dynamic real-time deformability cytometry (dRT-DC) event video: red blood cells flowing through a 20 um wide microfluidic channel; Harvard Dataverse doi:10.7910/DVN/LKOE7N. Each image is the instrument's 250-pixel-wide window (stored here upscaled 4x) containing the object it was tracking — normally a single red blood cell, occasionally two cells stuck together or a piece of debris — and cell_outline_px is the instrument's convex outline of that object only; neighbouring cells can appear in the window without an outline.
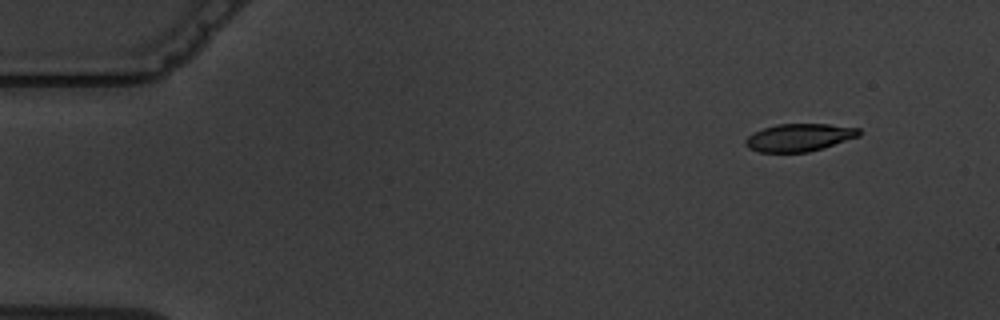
{"species": "common noctule bat (a hibernating species)", "species_latin": "Nyctalus noctula", "temperature_condition": "warm", "stored_images_in_passage": 5, "camera_frame_rate_fps": 3000, "um_per_image_px": 0.085, "animal": {"sex": "male", "body_mass_g": 19.5, "forearm_length_mm": 54.6}, "frame": {"image": 1, "passage_image": 2, "time_ms": 1.0, "image_size_px": [1000, 320], "cell_outline_px": [[860, 136], [824, 148], [808, 152], [760, 152], [748, 148], [744, 144], [744, 140], [752, 132], [776, 124], [828, 124], [860, 128]], "centroid_in_image_um": [67.92, 11.69], "position_along_channel_um": 17.1, "area_um2": 18.44}}
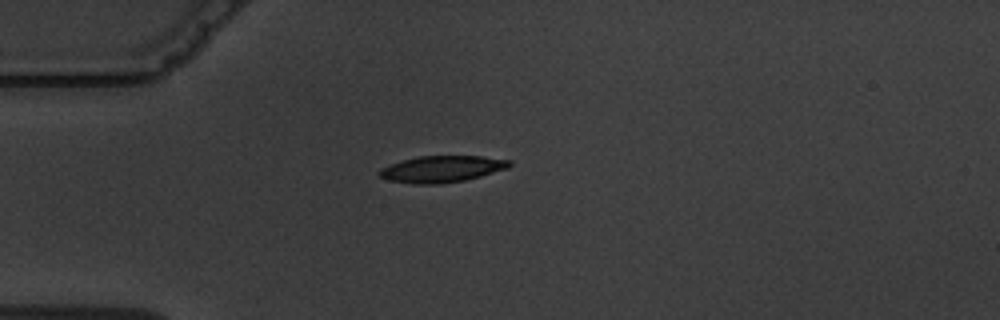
{"frame": {"image": 2, "passage_image": 5, "time_ms": 4.333, "image_size_px": [1000, 320], "cell_outline_px": [[512, 164], [508, 168], [480, 176], [464, 180], [440, 184], [416, 184], [388, 180], [380, 176], [376, 172], [380, 168], [404, 160], [420, 156], [480, 156], [512, 160]], "centroid_in_image_um": [37.56, 14.37], "position_along_channel_um": 47.4, "area_um2": 20.0}}